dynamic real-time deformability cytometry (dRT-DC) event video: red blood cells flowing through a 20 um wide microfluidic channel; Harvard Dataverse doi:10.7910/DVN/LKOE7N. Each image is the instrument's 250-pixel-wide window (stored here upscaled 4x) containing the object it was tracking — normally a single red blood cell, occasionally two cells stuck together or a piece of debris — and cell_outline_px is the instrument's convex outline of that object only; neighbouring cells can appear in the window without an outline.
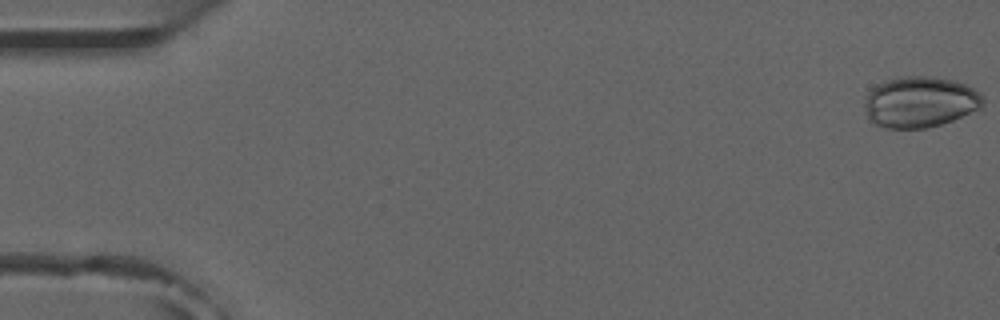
{"species": "common noctule bat (a hibernating species)", "species_latin": "Nyctalus noctula", "temperature_condition": "room temperature", "stored_images_in_passage": 5, "camera_frame_rate_fps": 3000, "um_per_image_px": 0.085, "animal": {"sex": "male", "forearm_length_mm": 52.5}, "frame": {"image": 1, "passage_image": 1, "time_ms": 0.0, "image_size_px": [1000, 320], "cell_outline_px": [[984, 104], [980, 108], [952, 120], [928, 128], [884, 128], [868, 120], [864, 108], [864, 100], [868, 92], [876, 84], [884, 80], [908, 76], [932, 76], [956, 80], [980, 92], [984, 96]], "centroid_in_image_um": [78.18, 8.66], "position_along_channel_um": 6.8, "area_um2": 35.49}}